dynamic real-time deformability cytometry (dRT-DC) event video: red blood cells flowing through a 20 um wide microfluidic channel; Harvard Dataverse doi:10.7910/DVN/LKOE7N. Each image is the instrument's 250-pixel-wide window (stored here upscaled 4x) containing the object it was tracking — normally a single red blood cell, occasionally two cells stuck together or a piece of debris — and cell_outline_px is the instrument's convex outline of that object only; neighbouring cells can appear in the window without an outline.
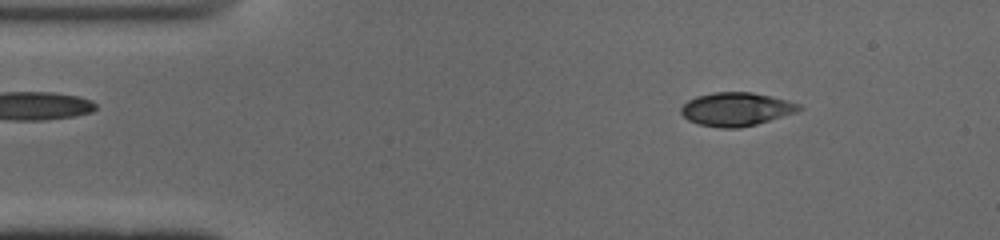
{"species": "common noctule bat (a hibernating species)", "species_latin": "Nyctalus noctula", "temperature_condition": "cold", "stored_images_in_passage": 50, "camera_frame_rate_fps": 3000, "um_per_image_px": 0.085, "animal": {"sex": "male", "body_mass_g": 19.0, "forearm_length_mm": 50.8}, "frame": {"image": 1, "passage_image": 6, "time_ms": 1.667, "image_size_px": [1000, 240], "cell_outline_px": [[800, 108], [796, 112], [756, 124], [740, 128], [720, 128], [700, 124], [688, 120], [680, 112], [680, 108], [688, 100], [696, 96], [716, 92], [752, 92], [788, 100], [800, 104]], "centroid_in_image_um": [62.55, 9.28], "position_along_channel_um": 22.4, "area_um2": 22.83}}
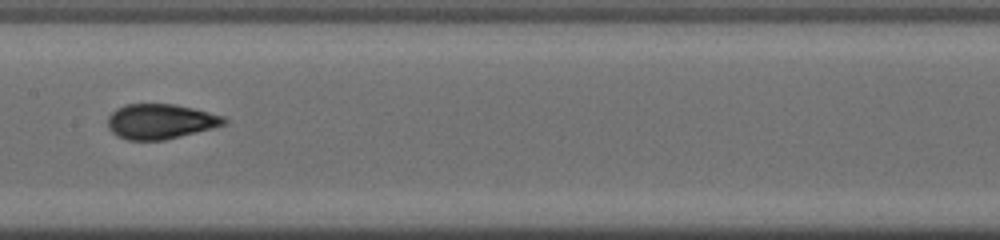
{"frame": {"image": 2, "passage_image": 24, "time_ms": 7.667, "image_size_px": [1000, 240], "cell_outline_px": [[228, 124], [164, 140], [128, 140], [116, 136], [108, 128], [108, 116], [116, 108], [124, 104], [172, 104], [192, 108], [224, 116], [228, 120]], "centroid_in_image_um": [13.62, 10.32], "position_along_channel_um": 193.8, "area_um2": 23.76}}
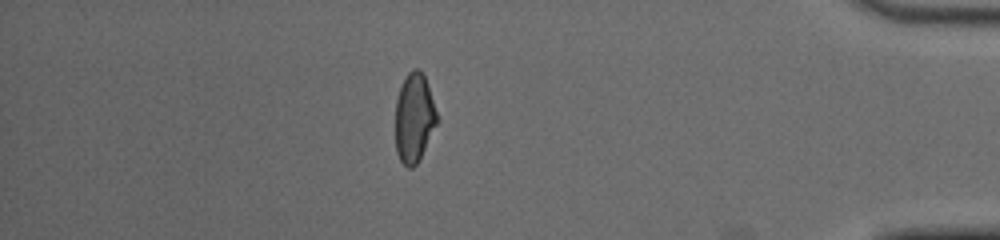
{"frame": {"image": 3, "passage_image": 43, "time_ms": 14.0, "image_size_px": [1000, 240], "cell_outline_px": [[440, 120], [416, 164], [412, 168], [408, 168], [400, 160], [396, 152], [396, 100], [400, 88], [408, 72], [412, 68], [420, 68], [424, 76]], "centroid_in_image_um": [35.22, 10.01], "position_along_channel_um": 400.0, "area_um2": 21.56}, "authors_computed_cell_mechanics": {"area_um2": 22.8021, "velocity_mm_per_s": 3.943, "shape_relaxation_time_tau1_ms": 5.0678, "shape_relaxation_time_tau2_ms": 1.1187, "deformation_change_tau1": 0.1678, "deformation_change_tau2": 0.0595}}